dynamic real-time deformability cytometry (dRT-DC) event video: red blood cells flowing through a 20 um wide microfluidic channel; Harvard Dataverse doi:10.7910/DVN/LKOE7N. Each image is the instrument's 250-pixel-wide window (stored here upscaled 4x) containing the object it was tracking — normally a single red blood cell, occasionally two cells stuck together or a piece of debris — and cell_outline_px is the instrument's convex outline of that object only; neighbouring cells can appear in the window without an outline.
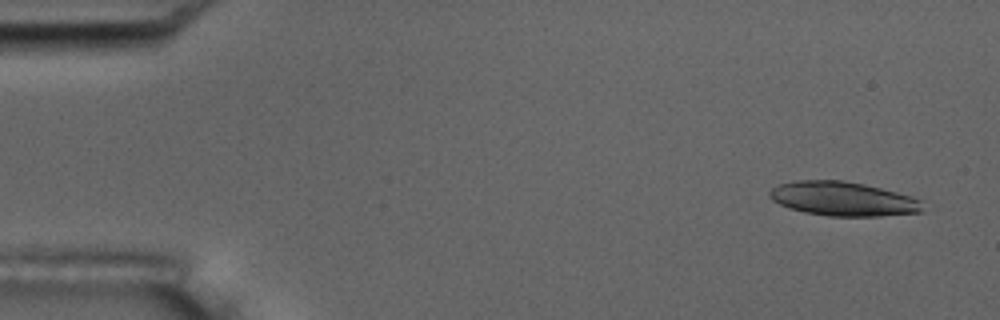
{"species": "common noctule bat (a hibernating species)", "species_latin": "Nyctalus noctula", "temperature_condition": "room temperature", "stored_images_in_passage": 6, "camera_frame_rate_fps": 3000, "um_per_image_px": 0.085, "animal": {"sex": "male", "body_mass_g": 17.5, "forearm_length_mm": 52.3}, "frame": {"image": 1, "passage_image": 1, "time_ms": 0.0, "image_size_px": [1000, 320], "cell_outline_px": [[924, 212], [880, 216], [828, 216], [804, 212], [788, 208], [772, 200], [768, 196], [768, 192], [772, 188], [780, 184], [796, 180], [844, 180], [864, 184], [912, 196], [920, 200]], "centroid_in_image_um": [71.64, 16.9], "position_along_channel_um": 13.4, "area_um2": 30.58}}